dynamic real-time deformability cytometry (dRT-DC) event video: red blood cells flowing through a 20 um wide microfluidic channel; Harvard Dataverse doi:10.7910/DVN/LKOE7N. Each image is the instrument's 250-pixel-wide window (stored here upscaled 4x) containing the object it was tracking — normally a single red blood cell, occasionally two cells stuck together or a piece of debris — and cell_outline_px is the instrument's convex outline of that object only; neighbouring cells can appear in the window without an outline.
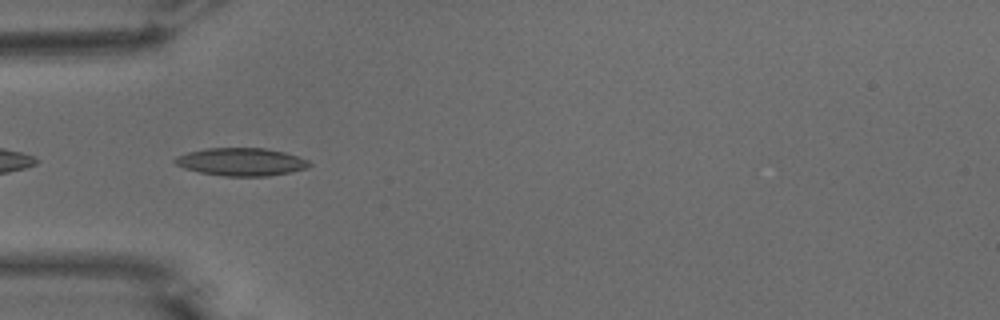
{"species": "common noctule bat (a hibernating species)", "species_latin": "Nyctalus noctula", "temperature_condition": "warm", "stored_images_in_passage": 38, "camera_frame_rate_fps": 3000, "um_per_image_px": 0.085, "animal": {"sex": "male", "body_mass_g": 15.6}, "frame": {"image": 1, "passage_image": 2, "time_ms": 0.333, "image_size_px": [1000, 320], "cell_outline_px": [[312, 164], [308, 168], [292, 172], [268, 176], [224, 176], [200, 172], [184, 168], [176, 164], [172, 160], [176, 156], [188, 152], [204, 148], [264, 148], [284, 152], [308, 160]], "centroid_in_image_um": [20.5, 13.76], "position_along_channel_um": 64.5, "area_um2": 21.85}}
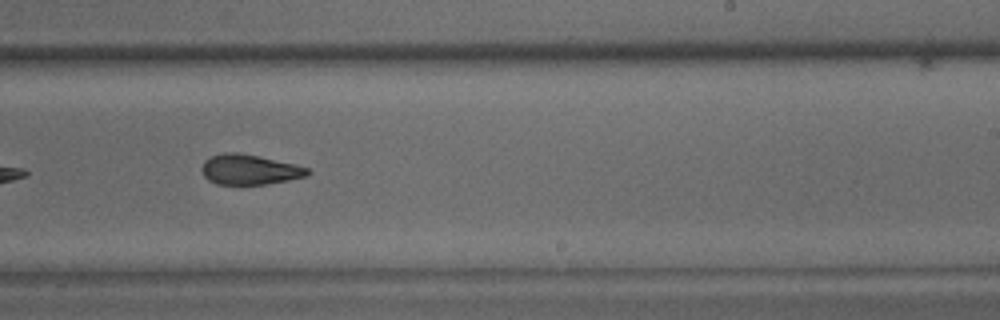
{"frame": {"image": 2, "passage_image": 18, "time_ms": 5.667, "image_size_px": [1000, 320], "cell_outline_px": [[312, 172], [308, 176], [288, 180], [264, 184], [216, 184], [208, 180], [204, 176], [200, 168], [204, 160], [212, 156], [224, 152], [236, 152], [296, 164], [308, 168]], "centroid_in_image_um": [21.2, 14.41], "position_along_channel_um": 267.8, "area_um2": 18.55}}
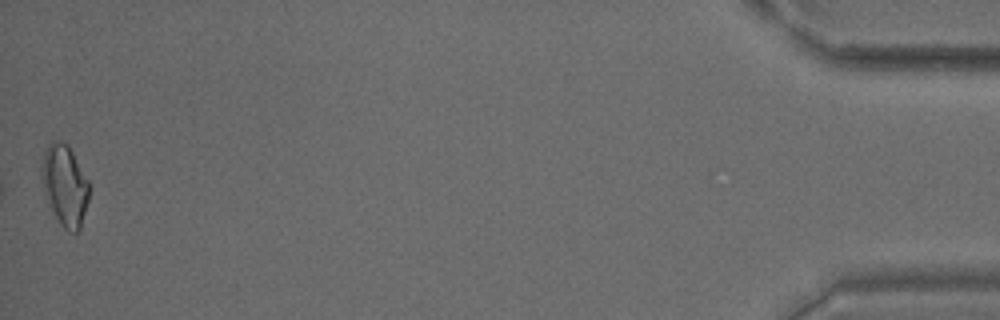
{"frame": {"image": 3, "passage_image": 38, "time_ms": 12.333, "image_size_px": [1000, 320], "cell_outline_px": [[88, 200], [80, 228], [76, 232], [68, 232], [60, 224], [52, 208], [44, 188], [40, 176], [40, 168], [44, 152], [48, 144], [52, 140], [60, 140], [68, 144], [88, 180]], "centroid_in_image_um": [5.5, 15.7], "position_along_channel_um": 429.7, "area_um2": 22.08}, "authors_computed_cell_mechanics": {"area_um2": 19.6231, "velocity_mm_per_s": 3.814, "shape_relaxation_time_tau1_ms": 6.7069, "shape_relaxation_time_tau2_ms": 3.1563, "deformation_change_tau1": 0.2085, "deformation_change_tau2": 0.1094}}